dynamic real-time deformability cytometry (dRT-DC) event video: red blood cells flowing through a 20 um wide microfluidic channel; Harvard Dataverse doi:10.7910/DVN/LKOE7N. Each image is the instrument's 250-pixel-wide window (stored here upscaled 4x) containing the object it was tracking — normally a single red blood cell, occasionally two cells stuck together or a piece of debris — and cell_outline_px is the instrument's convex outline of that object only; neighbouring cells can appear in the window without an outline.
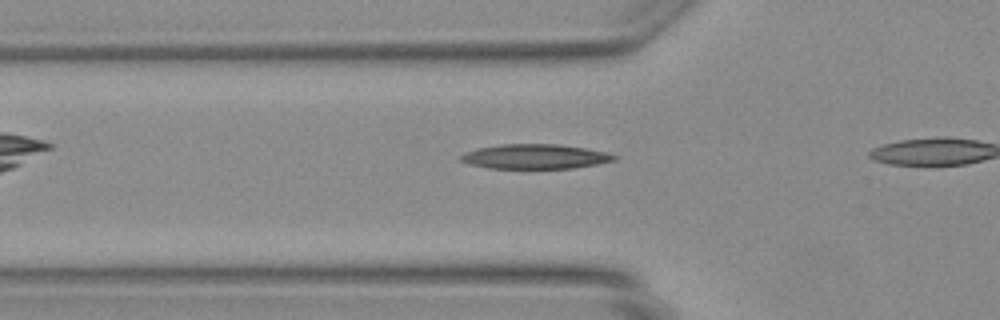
{"species": "Egyptian fruit bat (a non-hibernating species)", "species_latin": "Rousettus aegyptiacus", "temperature_condition": "warm", "stored_images_in_passage": 9, "camera_frame_rate_fps": 3000, "um_per_image_px": 0.085, "animal": {"sex": "female"}, "frame": {"image": 1, "passage_image": 4, "time_ms": 1.0, "image_size_px": [1000, 320], "cell_outline_px": [[604, 156], [600, 160], [584, 164], [556, 168], [512, 168], [500, 148], [568, 148], [588, 152]], "centroid_in_image_um": [46.56, 13.39], "position_along_channel_um": 79.2, "area_um2": 11.79}}
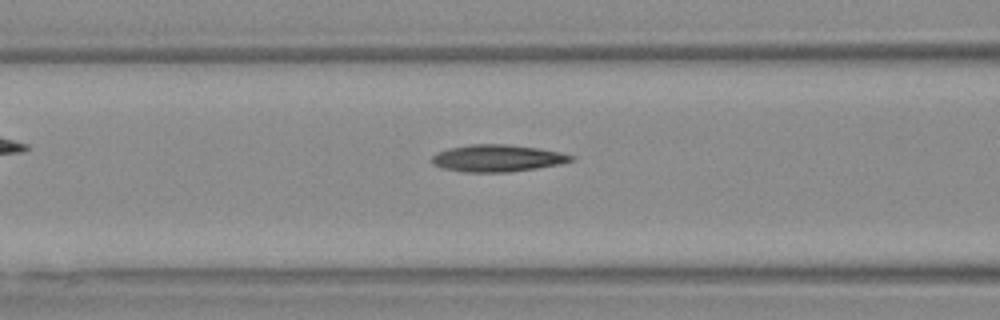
{"frame": {"image": 2, "passage_image": 7, "time_ms": 2.0, "image_size_px": [1000, 320], "cell_outline_px": [[564, 160], [544, 164], [520, 168], [464, 168], [468, 148], [520, 148], [544, 152], [564, 156]], "centroid_in_image_um": [43.16, 13.44], "position_along_channel_um": 123.4, "area_um2": 11.73}}